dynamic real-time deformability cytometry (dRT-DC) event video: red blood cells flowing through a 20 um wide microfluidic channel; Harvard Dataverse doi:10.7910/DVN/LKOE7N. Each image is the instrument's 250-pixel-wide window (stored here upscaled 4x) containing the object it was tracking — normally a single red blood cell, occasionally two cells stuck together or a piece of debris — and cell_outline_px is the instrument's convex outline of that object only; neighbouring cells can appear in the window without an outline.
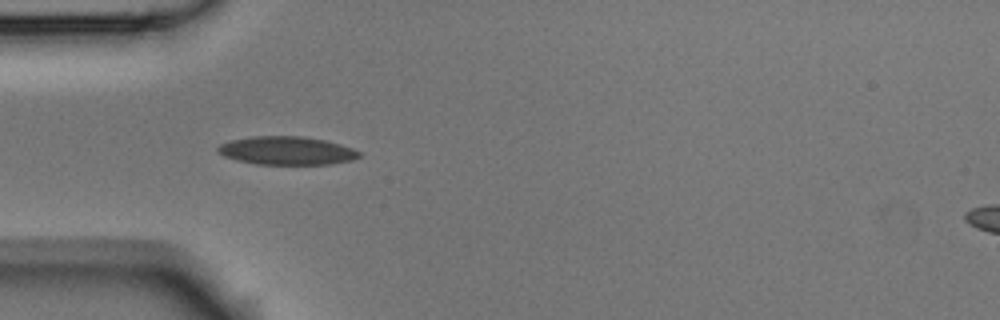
{"species": "Egyptian fruit bat (a non-hibernating species)", "species_latin": "Rousettus aegyptiacus", "temperature_condition": "room temperature", "stored_images_in_passage": 4, "camera_frame_rate_fps": 3000, "um_per_image_px": 0.085, "animal": {"sex": "male"}, "frame": {"image": 1, "passage_image": 3, "time_ms": 0.667, "image_size_px": [1000, 320], "cell_outline_px": [[360, 156], [352, 160], [328, 164], [256, 164], [236, 160], [224, 156], [216, 152], [216, 148], [220, 144], [232, 140], [252, 136], [300, 136], [324, 140], [340, 144], [352, 148], [360, 152]], "centroid_in_image_um": [24.34, 12.8], "position_along_channel_um": 60.7, "area_um2": 23.24}}
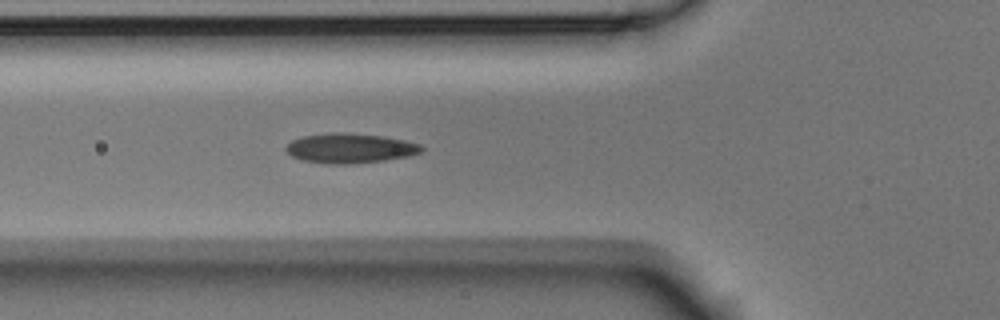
{"frame": {"image": 2, "passage_image": 4, "time_ms": 1.0, "image_size_px": [1000, 320], "cell_outline_px": [[424, 148], [420, 152], [408, 156], [384, 160], [348, 164], [332, 164], [304, 160], [292, 156], [284, 148], [292, 140], [304, 136], [332, 132], [348, 132], [384, 136], [404, 140], [420, 144]], "centroid_in_image_um": [29.76, 12.58], "position_along_channel_um": 96.0, "area_um2": 23.35}}